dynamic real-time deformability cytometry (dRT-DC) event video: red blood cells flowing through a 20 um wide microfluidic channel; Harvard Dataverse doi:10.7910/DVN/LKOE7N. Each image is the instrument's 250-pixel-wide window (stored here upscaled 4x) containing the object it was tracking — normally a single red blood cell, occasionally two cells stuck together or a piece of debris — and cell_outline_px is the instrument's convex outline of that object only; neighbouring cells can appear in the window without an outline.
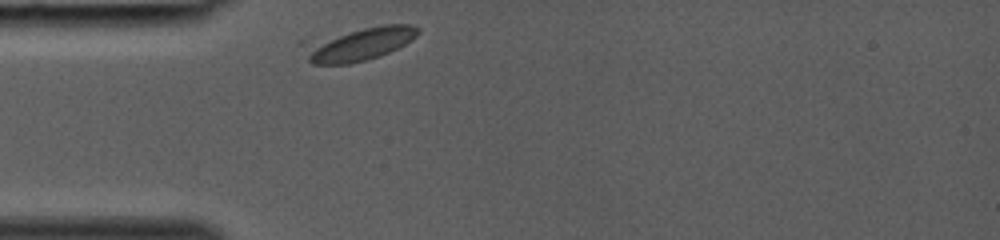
{"species": "common noctule bat (a hibernating species)", "species_latin": "Nyctalus noctula", "temperature_condition": "room temperature", "stored_images_in_passage": 24, "camera_frame_rate_fps": 3000, "um_per_image_px": 0.085, "animal": {"sex": "female", "body_mass_g": 19.0, "forearm_length_mm": 53.3}, "frame": {"image": 1, "passage_image": 1, "time_ms": 0.0, "image_size_px": [1000, 240], "cell_outline_px": [[420, 32], [416, 36], [404, 44], [380, 56], [348, 64], [312, 64], [308, 60], [300, 44], [300, 40], [384, 24], [412, 24], [420, 28]], "centroid_in_image_um": [30.4, 3.72], "position_along_channel_um": 54.6, "area_um2": 22.66}}
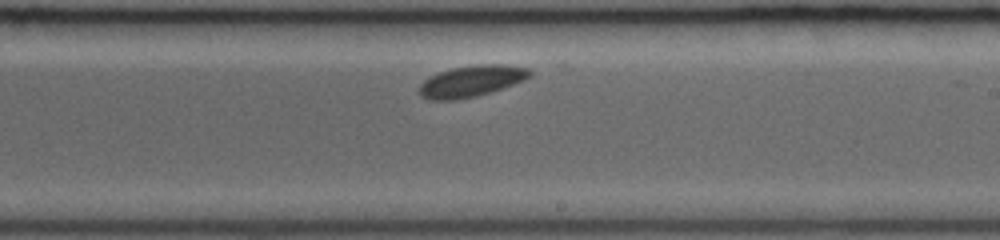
{"frame": {"image": 2, "passage_image": 14, "time_ms": 4.333, "image_size_px": [1000, 240], "cell_outline_px": [[532, 76], [524, 80], [476, 96], [456, 100], [432, 100], [420, 96], [420, 84], [424, 80], [440, 72], [452, 68], [476, 64], [508, 64], [528, 68], [532, 72]], "centroid_in_image_um": [40.09, 6.88], "position_along_channel_um": 248.9, "area_um2": 20.0}}
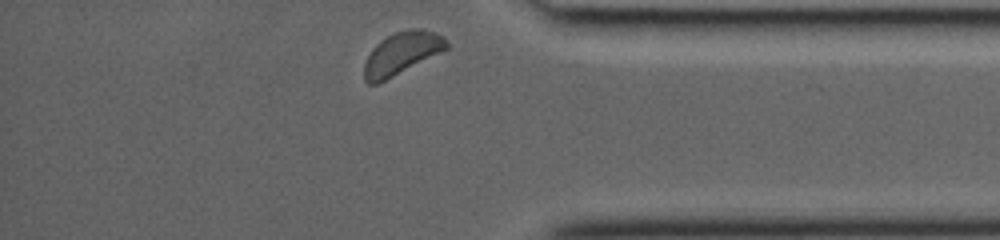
{"frame": {"image": 3, "passage_image": 24, "time_ms": 7.667, "image_size_px": [1000, 240], "cell_outline_px": [[448, 48], [376, 84], [368, 84], [364, 80], [364, 64], [372, 48], [380, 40], [396, 32], [412, 28], [420, 28], [436, 32], [444, 36], [448, 40]], "centroid_in_image_um": [34.14, 4.5], "position_along_channel_um": 401.1, "area_um2": 20.0}}